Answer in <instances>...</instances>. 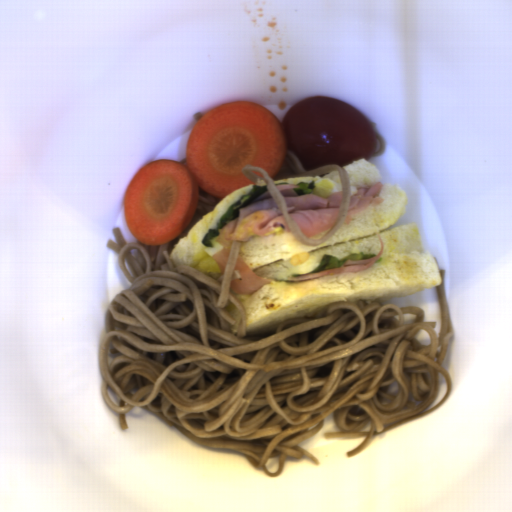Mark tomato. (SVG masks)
<instances>
[{"label": "tomato", "instance_id": "tomato-1", "mask_svg": "<svg viewBox=\"0 0 512 512\" xmlns=\"http://www.w3.org/2000/svg\"><path fill=\"white\" fill-rule=\"evenodd\" d=\"M280 125L285 146L307 172L367 160L376 150V134L365 114L331 96L304 98L289 108Z\"/></svg>", "mask_w": 512, "mask_h": 512}]
</instances>
